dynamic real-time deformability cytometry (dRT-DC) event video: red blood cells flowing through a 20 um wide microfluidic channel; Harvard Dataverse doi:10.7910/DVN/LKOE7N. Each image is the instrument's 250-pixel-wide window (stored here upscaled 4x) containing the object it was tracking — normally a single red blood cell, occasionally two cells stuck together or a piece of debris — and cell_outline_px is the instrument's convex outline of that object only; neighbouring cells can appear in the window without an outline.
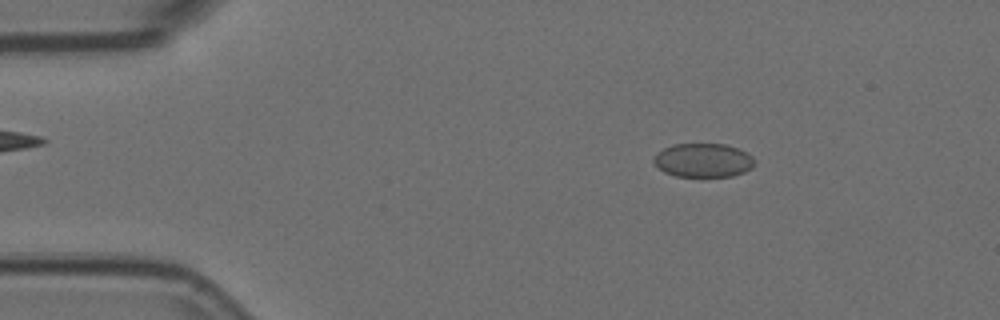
{"species": "Egyptian fruit bat (a non-hibernating species)", "species_latin": "Rousettus aegyptiacus", "temperature_condition": "room temperature", "stored_images_in_passage": 41, "camera_frame_rate_fps": 3000, "um_per_image_px": 0.085, "animal": {"sex": "female"}, "frame": {"image": 1, "passage_image": 2, "time_ms": 0.333, "image_size_px": [1000, 320], "cell_outline_px": [[756, 164], [752, 168], [744, 172], [732, 176], [676, 176], [664, 172], [652, 160], [656, 152], [672, 144], [724, 144], [736, 148], [752, 156], [756, 160]], "centroid_in_image_um": [59.78, 13.62], "position_along_channel_um": 25.2, "area_um2": 19.88}}
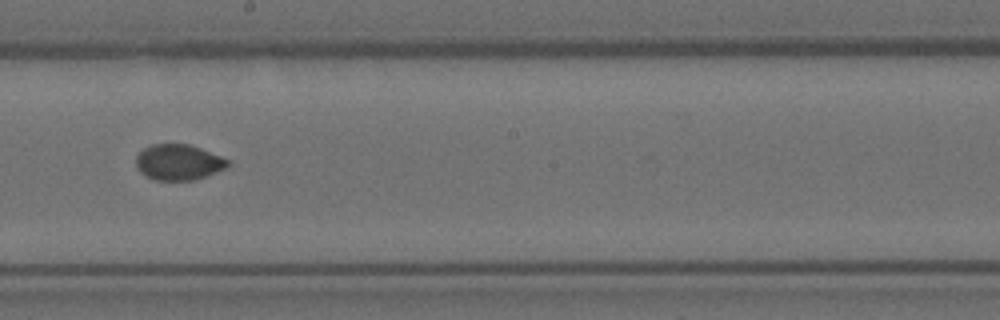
{"frame": {"image": 2, "passage_image": 24, "time_ms": 7.667, "image_size_px": [1000, 320], "cell_outline_px": [[232, 164], [224, 168], [204, 176], [192, 180], [152, 180], [140, 172], [136, 164], [136, 156], [144, 148], [152, 144], [188, 144], [200, 148], [220, 156], [228, 160]], "centroid_in_image_um": [15.14, 13.79], "position_along_channel_um": 233.1, "area_um2": 18.9}}
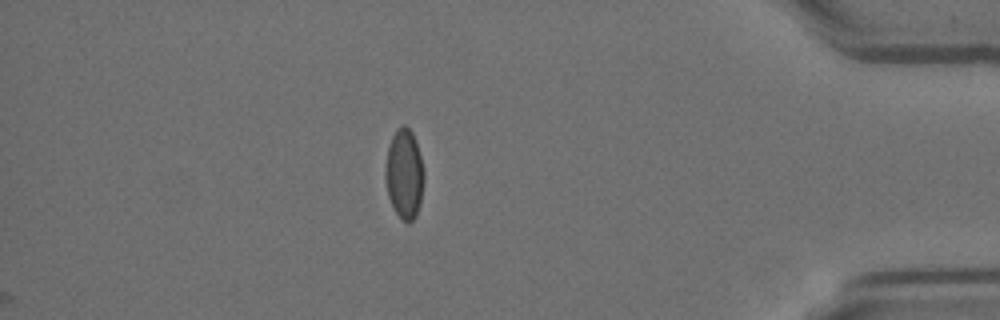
{"frame": {"image": 3, "passage_image": 41, "time_ms": 13.333, "image_size_px": [1000, 320], "cell_outline_px": [[424, 180], [420, 204], [416, 216], [408, 224], [392, 208], [388, 196], [384, 176], [384, 172], [388, 148], [392, 136], [396, 128], [404, 124], [412, 132], [420, 156], [424, 172]], "centroid_in_image_um": [34.35, 14.8], "position_along_channel_um": 400.8, "area_um2": 20.23}, "authors_computed_cell_mechanics": {"area_um2": 19.8832, "velocity_mm_per_s": 3.6963, "shape_relaxation_time_tau1_ms": null, "shape_relaxation_time_tau2_ms": 0.598, "deformation_change_tau1": null, "deformation_change_tau2": 0.0336}}